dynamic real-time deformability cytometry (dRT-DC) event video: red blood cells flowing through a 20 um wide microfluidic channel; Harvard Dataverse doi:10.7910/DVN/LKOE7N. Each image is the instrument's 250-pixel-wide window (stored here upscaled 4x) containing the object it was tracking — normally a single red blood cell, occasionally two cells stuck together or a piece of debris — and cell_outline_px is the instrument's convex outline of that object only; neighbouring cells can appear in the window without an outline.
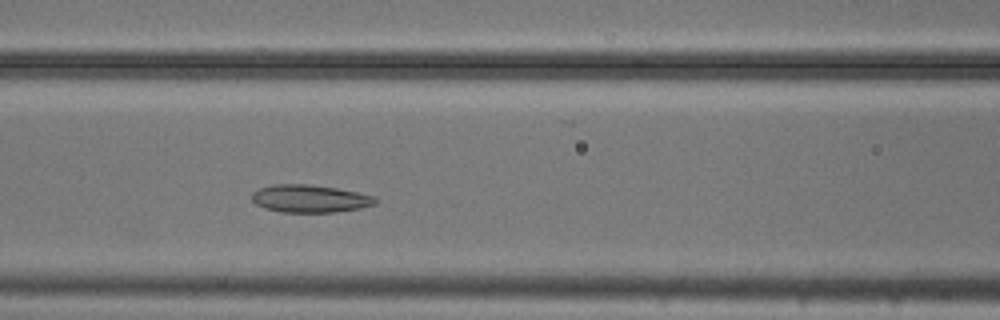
{"species": "common noctule bat (a hibernating species)", "species_latin": "Nyctalus noctula", "temperature_condition": "cold", "stored_images_in_passage": 48, "camera_frame_rate_fps": 3000, "um_per_image_px": 0.085, "animal": {"sex": "male", "body_mass_g": 20.5, "forearm_length_mm": 52.5}, "frame": {"image": 1, "passage_image": 16, "time_ms": 5.0, "image_size_px": [1000, 320], "cell_outline_px": [[376, 204], [360, 208], [332, 212], [280, 212], [264, 208], [256, 204], [252, 200], [252, 192], [260, 188], [272, 184], [308, 184], [336, 188], [356, 192], [372, 196], [376, 200]], "centroid_in_image_um": [26.29, 16.88], "position_along_channel_um": 140.3, "area_um2": 19.77}}
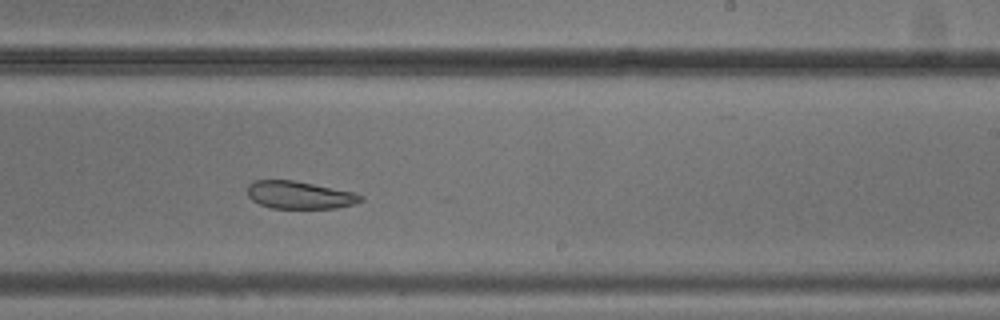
{"frame": {"image": 2, "passage_image": 26, "time_ms": 8.333, "image_size_px": [1000, 320], "cell_outline_px": [[364, 200], [356, 204], [336, 208], [272, 208], [260, 204], [252, 200], [248, 196], [248, 184], [256, 180], [292, 180], [352, 192], [364, 196]], "centroid_in_image_um": [25.47, 16.58], "position_along_channel_um": 263.5, "area_um2": 18.09}}
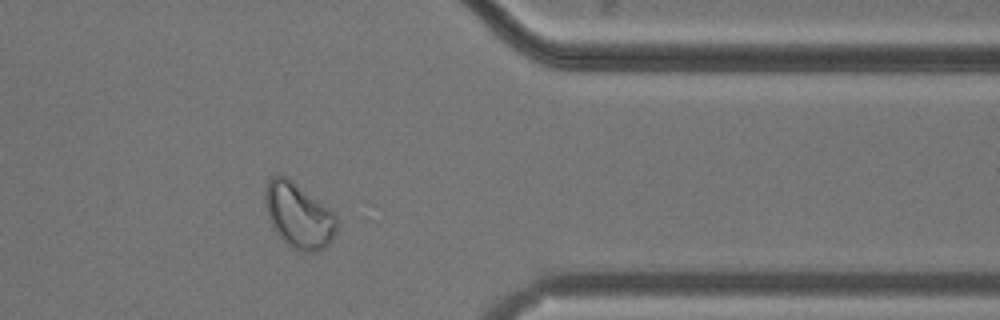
{"frame": {"image": 3, "passage_image": 37, "time_ms": 12.0, "image_size_px": [1000, 320], "cell_outline_px": [[336, 228], [332, 240], [324, 248], [316, 252], [304, 252], [292, 248], [276, 232], [268, 216], [264, 200], [264, 192], [268, 180], [272, 176], [288, 176], [332, 212], [336, 216]], "centroid_in_image_um": [25.36, 18.31], "position_along_channel_um": 386.0, "area_um2": 26.82}, "authors_computed_cell_mechanics": {"area_um2": 23.3801, "velocity_mm_per_s": 3.7115, "shape_relaxation_time_tau1_ms": 8.5882, "shape_relaxation_time_tau2_ms": 2.3391, "deformation_change_tau1": 0.148, "deformation_change_tau2": 0.0785}}